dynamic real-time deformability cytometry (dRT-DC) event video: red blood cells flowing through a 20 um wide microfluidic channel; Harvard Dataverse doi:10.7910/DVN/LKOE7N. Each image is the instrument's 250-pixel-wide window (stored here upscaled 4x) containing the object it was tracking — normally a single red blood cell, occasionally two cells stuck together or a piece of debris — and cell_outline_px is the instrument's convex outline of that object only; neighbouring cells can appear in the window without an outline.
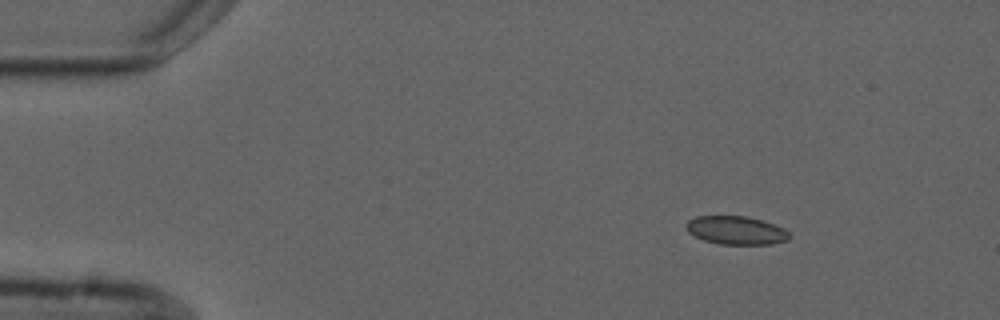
{"species": "common noctule bat (a hibernating species)", "species_latin": "Nyctalus noctula", "temperature_condition": "cold", "stored_images_in_passage": 7, "camera_frame_rate_fps": 3000, "um_per_image_px": 0.085, "animal": {"sex": "male", "forearm_length_mm": 52.5}, "frame": {"image": 1, "passage_image": 2, "time_ms": 1.333, "image_size_px": [1000, 320], "cell_outline_px": [[792, 236], [788, 240], [772, 244], [720, 244], [704, 240], [688, 232], [688, 220], [696, 216], [744, 216], [760, 220], [784, 228]], "centroid_in_image_um": [62.6, 19.58], "position_along_channel_um": 22.4, "area_um2": 16.82}}
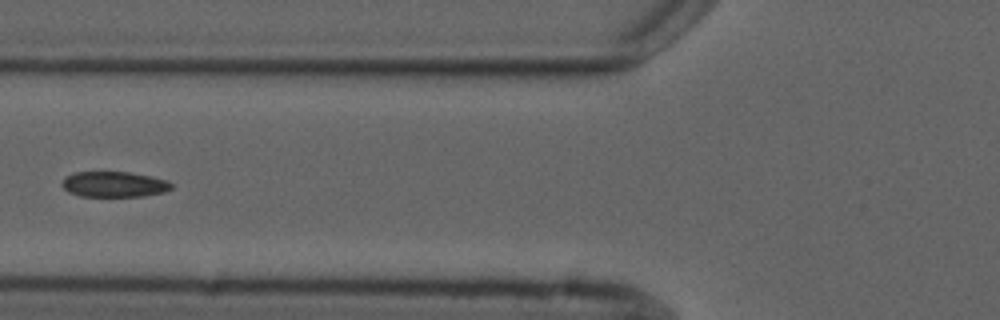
{"frame": {"image": 2, "passage_image": 6, "time_ms": 6.0, "image_size_px": [1000, 320], "cell_outline_px": [[172, 188], [164, 192], [144, 196], [80, 196], [68, 192], [60, 184], [64, 176], [76, 172], [128, 172], [152, 176], [168, 180], [172, 184]], "centroid_in_image_um": [9.69, 15.66], "position_along_channel_um": 116.1, "area_um2": 16.42}}
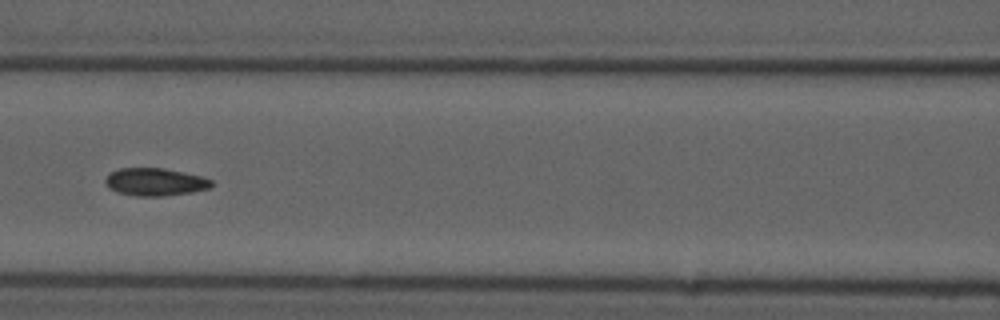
{"frame": {"image": 3, "passage_image": 7, "time_ms": 7.0, "image_size_px": [1000, 320], "cell_outline_px": [[212, 188], [192, 192], [164, 196], [136, 196], [116, 192], [108, 188], [104, 184], [104, 180], [112, 172], [120, 168], [164, 168], [200, 176], [212, 180]], "centroid_in_image_um": [13.17, 15.47], "position_along_channel_um": 153.4, "area_um2": 17.17}}